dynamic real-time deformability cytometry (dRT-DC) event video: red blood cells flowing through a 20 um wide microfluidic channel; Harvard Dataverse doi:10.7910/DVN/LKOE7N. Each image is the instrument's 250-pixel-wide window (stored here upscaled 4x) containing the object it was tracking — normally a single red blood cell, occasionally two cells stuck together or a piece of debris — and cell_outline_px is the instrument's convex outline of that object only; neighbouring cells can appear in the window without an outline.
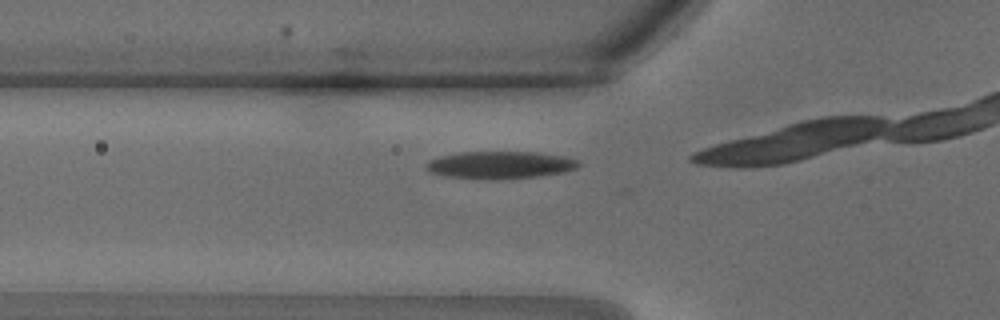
{"species": "common noctule bat (a hibernating species)", "species_latin": "Nyctalus noctula", "temperature_condition": "warm", "stored_images_in_passage": 5, "camera_frame_rate_fps": 3000, "um_per_image_px": 0.085, "animal": {"sex": "male", "body_mass_g": 18.8}, "frame": {"image": 1, "passage_image": 2, "time_ms": 0.333, "image_size_px": [1000, 320], "cell_outline_px": [[580, 164], [576, 168], [564, 172], [540, 176], [504, 180], [484, 180], [444, 176], [432, 172], [424, 168], [424, 164], [428, 160], [440, 156], [460, 152], [536, 152], [560, 156], [580, 160]], "centroid_in_image_um": [42.47, 14.04], "position_along_channel_um": 83.3, "area_um2": 24.74}}